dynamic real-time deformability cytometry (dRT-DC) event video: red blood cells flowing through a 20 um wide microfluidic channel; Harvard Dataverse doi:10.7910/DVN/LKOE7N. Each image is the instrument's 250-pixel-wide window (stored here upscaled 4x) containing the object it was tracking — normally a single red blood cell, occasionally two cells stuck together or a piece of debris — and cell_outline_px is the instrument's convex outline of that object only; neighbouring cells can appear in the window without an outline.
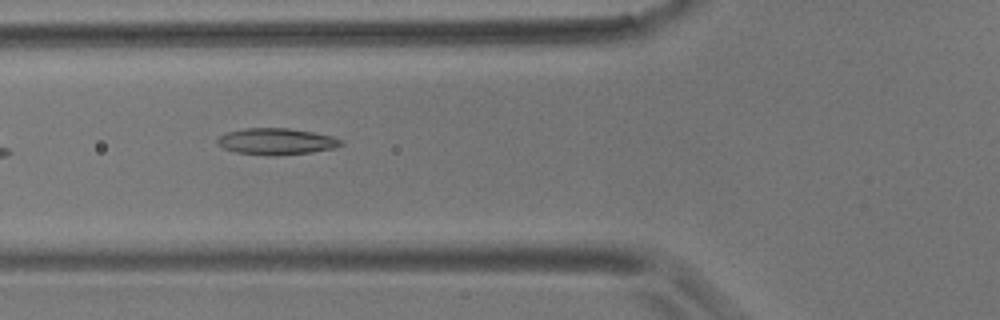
{"species": "common noctule bat (a hibernating species)", "species_latin": "Nyctalus noctula", "temperature_condition": "room temperature", "stored_images_in_passage": 7, "camera_frame_rate_fps": 3000, "um_per_image_px": 0.085, "animal": {"sex": "male", "body_mass_g": 17.9}, "frame": {"image": 1, "passage_image": 7, "time_ms": 7.0, "image_size_px": [1000, 320], "cell_outline_px": [[344, 144], [336, 148], [312, 152], [276, 156], [236, 152], [224, 148], [216, 144], [216, 140], [220, 136], [228, 132], [244, 128], [288, 128], [312, 132], [332, 136], [344, 140]], "centroid_in_image_um": [23.53, 12.02], "position_along_channel_um": 102.3, "area_um2": 19.13}}